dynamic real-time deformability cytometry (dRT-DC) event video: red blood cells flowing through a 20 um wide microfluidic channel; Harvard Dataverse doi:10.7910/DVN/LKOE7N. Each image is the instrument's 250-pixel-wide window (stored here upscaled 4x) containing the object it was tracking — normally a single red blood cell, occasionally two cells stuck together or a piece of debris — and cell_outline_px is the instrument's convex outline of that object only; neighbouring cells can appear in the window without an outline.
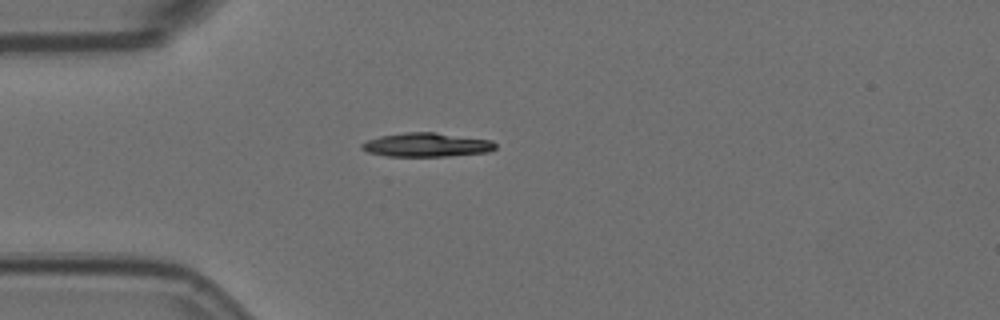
{"species": "Egyptian fruit bat (a non-hibernating species)", "species_latin": "Rousettus aegyptiacus", "temperature_condition": "room temperature", "stored_images_in_passage": 8, "camera_frame_rate_fps": 3000, "um_per_image_px": 0.085, "animal": {"sex": "female"}, "frame": {"image": 1, "passage_image": 5, "time_ms": 1.333, "image_size_px": [1000, 320], "cell_outline_px": [[496, 148], [488, 152], [448, 156], [388, 156], [368, 152], [360, 148], [360, 144], [368, 140], [380, 136], [404, 132], [436, 132], [492, 140], [496, 144]], "centroid_in_image_um": [36.27, 12.3], "position_along_channel_um": 48.7, "area_um2": 18.67}}
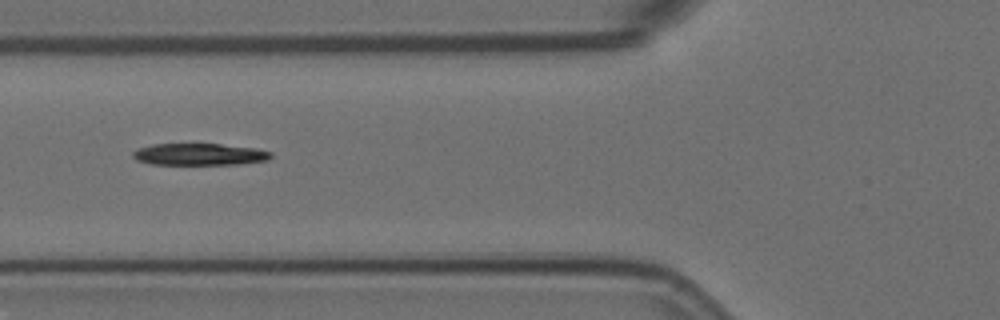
{"frame": {"image": 2, "passage_image": 7, "time_ms": 2.0, "image_size_px": [1000, 320], "cell_outline_px": [[272, 156], [268, 160], [240, 164], [152, 164], [136, 160], [132, 156], [132, 152], [136, 148], [152, 144], [220, 144], [256, 148], [272, 152]], "centroid_in_image_um": [16.94, 13.11], "position_along_channel_um": 108.9, "area_um2": 17.63}}
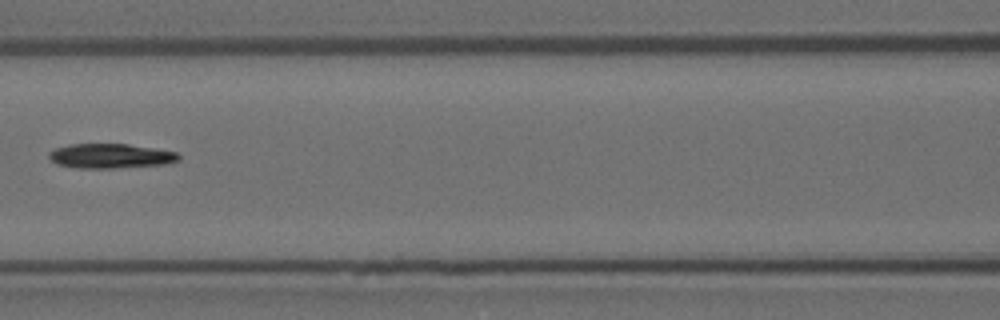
{"frame": {"image": 3, "passage_image": 8, "time_ms": 2.333, "image_size_px": [1000, 320], "cell_outline_px": [[180, 160], [164, 164], [112, 168], [76, 168], [56, 164], [48, 156], [48, 152], [56, 148], [72, 144], [128, 144], [176, 152], [180, 156]], "centroid_in_image_um": [9.37, 13.26], "position_along_channel_um": 157.2, "area_um2": 18.44}}